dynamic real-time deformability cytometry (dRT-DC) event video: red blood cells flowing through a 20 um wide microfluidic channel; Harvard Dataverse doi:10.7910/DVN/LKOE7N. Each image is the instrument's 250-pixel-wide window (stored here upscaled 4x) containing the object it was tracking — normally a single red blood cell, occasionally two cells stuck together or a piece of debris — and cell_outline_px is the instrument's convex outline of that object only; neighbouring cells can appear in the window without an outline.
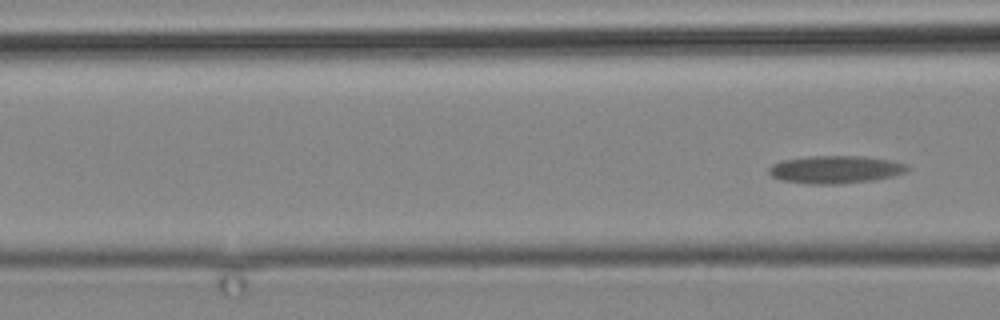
{"species": "common noctule bat (a hibernating species)", "species_latin": "Nyctalus noctula", "temperature_condition": "cold", "stored_images_in_passage": 5, "segment_of_instrument_passage": [2, 2], "camera_frame_rate_fps": 3000, "um_per_image_px": 0.085, "animal": {"sex": "male", "body_mass_g": 19.2, "forearm_length_mm": 51.8}, "frame": {"image": 1, "passage_image": 5, "time_ms": 4.667, "image_size_px": [1000, 320], "cell_outline_px": [[908, 168], [904, 172], [892, 176], [872, 180], [836, 184], [808, 184], [780, 180], [772, 176], [768, 172], [768, 168], [772, 164], [780, 160], [808, 156], [864, 156], [888, 160], [908, 164]], "centroid_in_image_um": [70.94, 14.4], "position_along_channel_um": 95.7, "area_um2": 22.37}}